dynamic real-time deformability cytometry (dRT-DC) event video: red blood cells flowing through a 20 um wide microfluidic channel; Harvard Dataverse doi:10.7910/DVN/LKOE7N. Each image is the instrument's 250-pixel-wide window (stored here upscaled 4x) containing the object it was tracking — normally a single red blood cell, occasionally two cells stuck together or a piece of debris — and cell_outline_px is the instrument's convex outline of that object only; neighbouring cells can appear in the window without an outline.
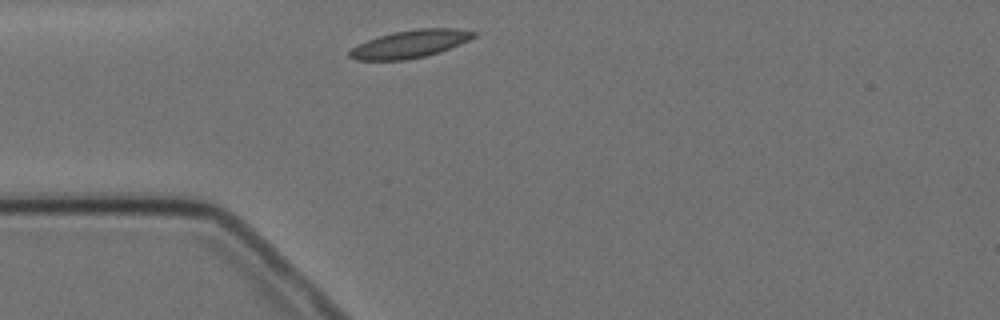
{"species": "Egyptian fruit bat (a non-hibernating species)", "species_latin": "Rousettus aegyptiacus", "temperature_condition": "cold", "stored_images_in_passage": 2, "camera_frame_rate_fps": 3000, "um_per_image_px": 0.085, "animal": {"sex": "female"}, "frame": {"image": 1, "passage_image": 1, "time_ms": 0.0, "image_size_px": [1000, 320], "cell_outline_px": [[476, 36], [460, 44], [440, 52], [424, 56], [404, 60], [356, 60], [348, 56], [348, 52], [352, 48], [368, 40], [392, 32], [416, 28], [456, 28], [476, 32]], "centroid_in_image_um": [34.87, 3.73], "position_along_channel_um": 50.1, "area_um2": 19.94}}